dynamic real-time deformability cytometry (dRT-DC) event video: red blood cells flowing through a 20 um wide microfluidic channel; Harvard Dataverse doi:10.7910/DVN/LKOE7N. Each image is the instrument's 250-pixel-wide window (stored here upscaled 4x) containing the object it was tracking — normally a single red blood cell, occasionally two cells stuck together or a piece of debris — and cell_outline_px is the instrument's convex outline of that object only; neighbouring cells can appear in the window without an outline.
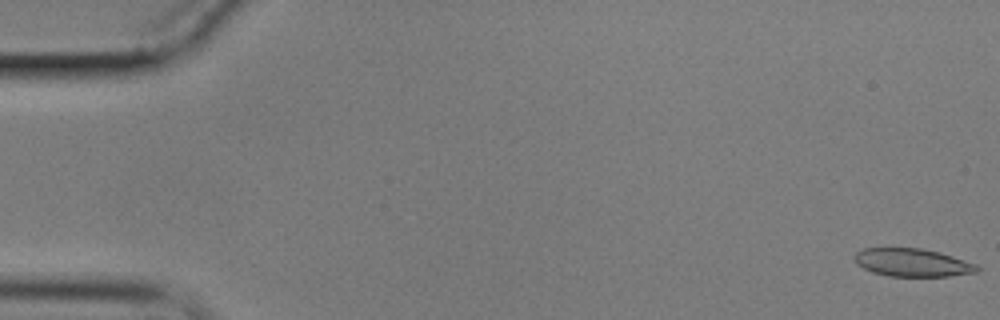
{"species": "common noctule bat (a hibernating species)", "species_latin": "Nyctalus noctula", "temperature_condition": "cold", "stored_images_in_passage": 58, "camera_frame_rate_fps": 3000, "um_per_image_px": 0.085, "animal": {"sex": "male", "body_mass_g": 17.9}, "frame": {"image": 1, "passage_image": 1, "time_ms": 0.0, "image_size_px": [1000, 320], "cell_outline_px": [[980, 268], [976, 272], [948, 276], [888, 276], [872, 272], [856, 264], [852, 256], [856, 252], [864, 248], [920, 248], [940, 252], [976, 264]], "centroid_in_image_um": [77.51, 22.31], "position_along_channel_um": 7.5, "area_um2": 20.0}}
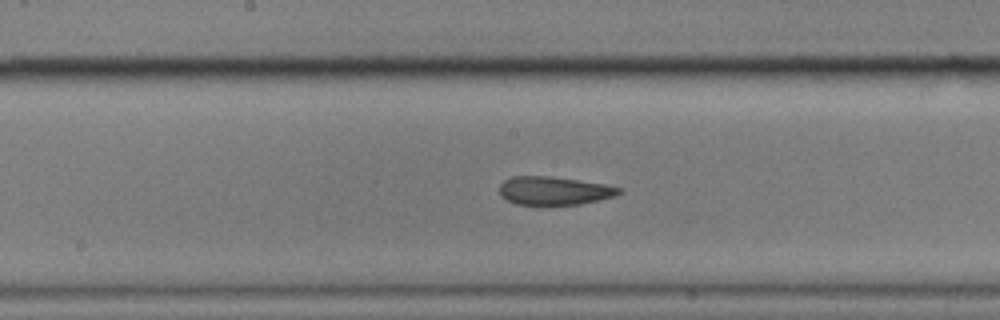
{"frame": {"image": 2, "passage_image": 30, "time_ms": 9.667, "image_size_px": [1000, 320], "cell_outline_px": [[624, 192], [616, 196], [580, 204], [544, 208], [516, 204], [500, 196], [500, 184], [504, 180], [512, 176], [552, 176], [604, 184], [620, 188]], "centroid_in_image_um": [47.07, 16.26], "position_along_channel_um": 201.1, "area_um2": 20.58}}
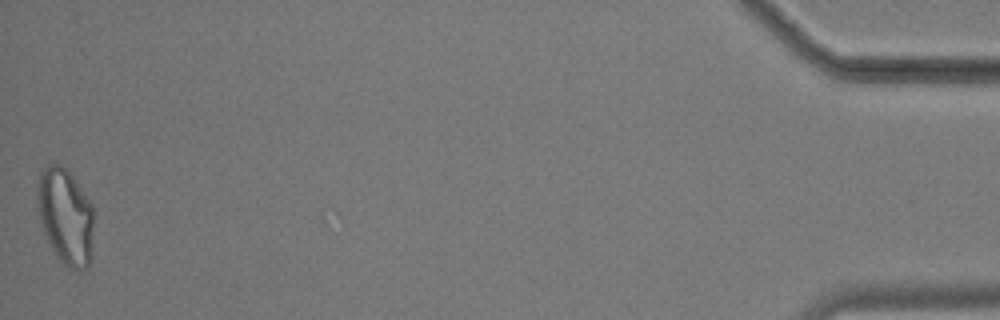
{"frame": {"image": 3, "passage_image": 58, "time_ms": 19.0, "image_size_px": [1000, 320], "cell_outline_px": [[92, 256], [88, 268], [80, 272], [76, 272], [68, 268], [56, 256], [48, 244], [40, 224], [36, 196], [36, 192], [40, 172], [48, 164], [60, 164], [72, 176], [92, 204]], "centroid_in_image_um": [5.55, 18.45], "position_along_channel_um": 429.7, "area_um2": 32.02}, "authors_computed_cell_mechanics": {"area_um2": 21.3571, "velocity_mm_per_s": 3.4373, "shape_relaxation_time_tau1_ms": null, "shape_relaxation_time_tau2_ms": 3.446, "deformation_change_tau1": null, "deformation_change_tau2": 0.1121}}